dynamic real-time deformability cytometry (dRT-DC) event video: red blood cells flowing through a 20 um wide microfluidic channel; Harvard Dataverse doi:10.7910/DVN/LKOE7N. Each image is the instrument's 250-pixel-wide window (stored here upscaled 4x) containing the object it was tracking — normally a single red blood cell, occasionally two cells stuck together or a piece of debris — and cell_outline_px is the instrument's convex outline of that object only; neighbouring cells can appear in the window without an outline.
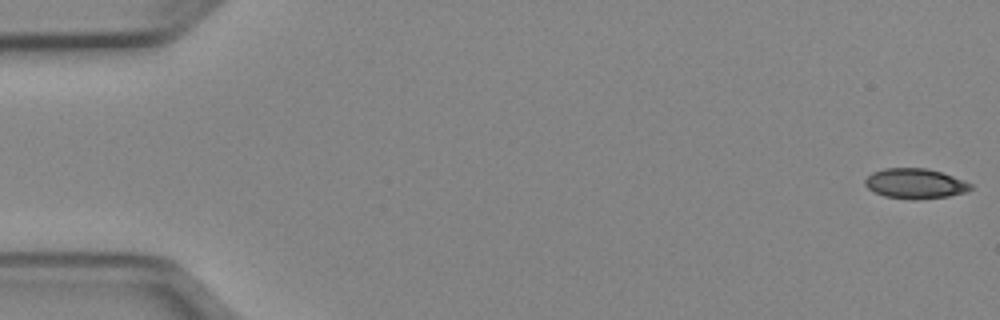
{"species": "Egyptian fruit bat (a non-hibernating species)", "species_latin": "Rousettus aegyptiacus", "temperature_condition": "cold", "stored_images_in_passage": 51, "camera_frame_rate_fps": 3000, "um_per_image_px": 0.085, "animal": {"sex": "female"}, "frame": {"image": 1, "passage_image": 1, "time_ms": 0.0, "image_size_px": [1000, 320], "cell_outline_px": [[972, 188], [964, 192], [948, 196], [916, 200], [884, 196], [868, 188], [864, 184], [864, 180], [872, 172], [884, 168], [928, 168], [964, 180], [972, 184]], "centroid_in_image_um": [77.77, 15.6], "position_along_channel_um": 7.2, "area_um2": 18.44}}
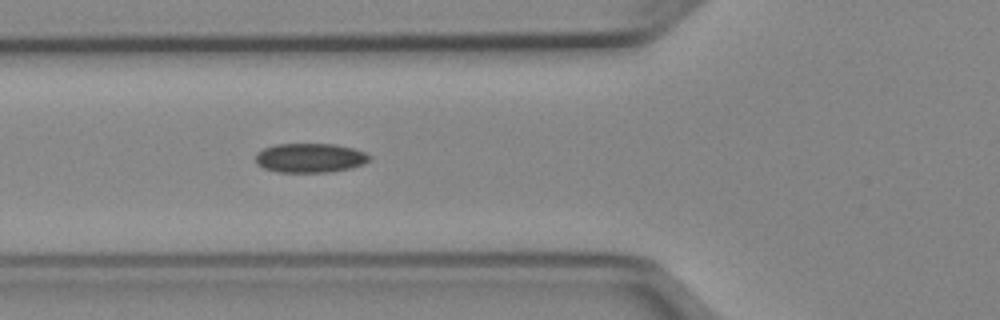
{"frame": {"image": 2, "passage_image": 19, "time_ms": 6.0, "image_size_px": [1000, 320], "cell_outline_px": [[372, 160], [364, 164], [352, 168], [328, 172], [280, 172], [264, 168], [256, 164], [256, 152], [264, 148], [276, 144], [336, 144], [352, 148], [364, 152], [372, 156]], "centroid_in_image_um": [26.38, 13.42], "position_along_channel_um": 99.4, "area_um2": 19.59}}
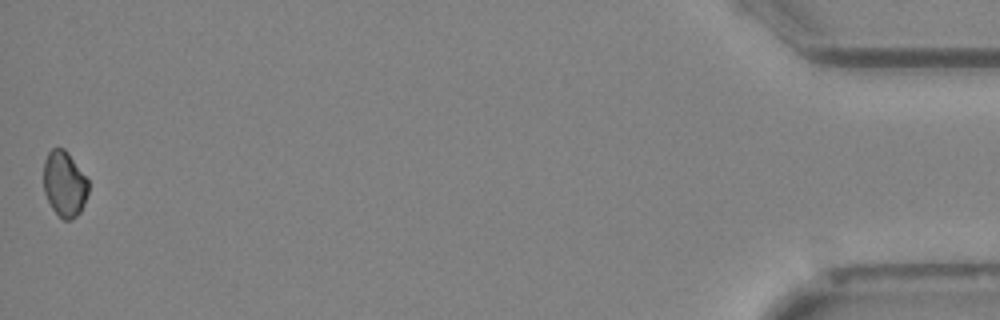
{"frame": {"image": 3, "passage_image": 51, "time_ms": 16.667, "image_size_px": [1000, 320], "cell_outline_px": [[88, 192], [84, 204], [80, 212], [72, 220], [64, 220], [52, 208], [44, 192], [44, 160], [48, 152], [52, 148], [64, 148], [68, 152], [88, 180]], "centroid_in_image_um": [5.48, 15.63], "position_along_channel_um": 429.7, "area_um2": 17.05}}